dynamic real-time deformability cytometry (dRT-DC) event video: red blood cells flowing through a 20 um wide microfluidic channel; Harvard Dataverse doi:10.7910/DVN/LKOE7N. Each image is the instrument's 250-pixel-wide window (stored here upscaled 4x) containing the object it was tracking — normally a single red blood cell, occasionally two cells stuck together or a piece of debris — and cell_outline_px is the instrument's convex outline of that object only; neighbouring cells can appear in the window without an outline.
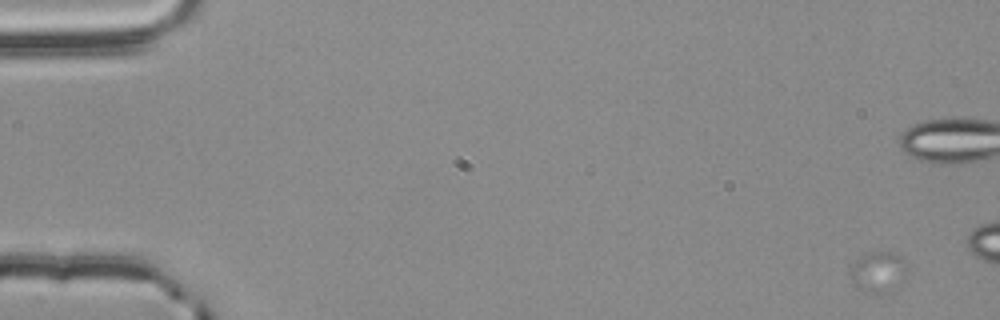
{"species": "common noctule bat (a hibernating species)", "species_latin": "Nyctalus noctula", "temperature_condition": "room temperature", "stored_images_in_passage": 16, "camera_frame_rate_fps": 3000, "um_per_image_px": 0.085, "animal": {"sex": "male", "body_mass_g": 20.4}, "frame": {"image": 1, "passage_image": 4, "time_ms": 1.0, "image_size_px": [1000, 320], "cell_outline_px": [[908, 276], [904, 284], [880, 296], [864, 292], [856, 288], [848, 272], [856, 260], [864, 252], [900, 252], [908, 268]], "centroid_in_image_um": [74.72, 23.15], "position_along_channel_um": 10.3, "area_um2": 14.57}}